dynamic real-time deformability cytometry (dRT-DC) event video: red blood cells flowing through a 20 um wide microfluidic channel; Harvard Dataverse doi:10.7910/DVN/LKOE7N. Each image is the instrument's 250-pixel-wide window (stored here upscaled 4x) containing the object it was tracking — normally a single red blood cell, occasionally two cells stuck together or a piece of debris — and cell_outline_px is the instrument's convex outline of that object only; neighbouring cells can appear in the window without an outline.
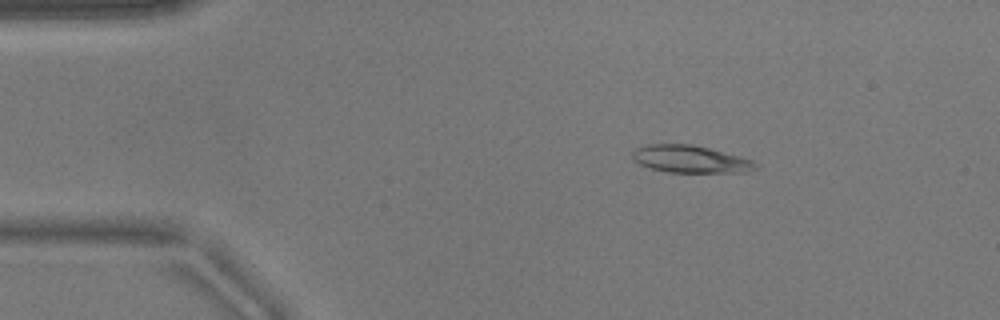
{"species": "common noctule bat (a hibernating species)", "species_latin": "Nyctalus noctula", "temperature_condition": "warm", "stored_images_in_passage": 51, "camera_frame_rate_fps": 3000, "um_per_image_px": 0.085, "animal": {"sex": "male", "body_mass_g": 17.9}, "frame": {"image": 1, "passage_image": 9, "time_ms": 2.667, "image_size_px": [1000, 320], "cell_outline_px": [[760, 168], [744, 172], [668, 172], [652, 168], [640, 164], [632, 156], [632, 152], [636, 148], [648, 144], [692, 144], [740, 156], [752, 160], [760, 164]], "centroid_in_image_um": [58.73, 13.52], "position_along_channel_um": 26.3, "area_um2": 19.54}}
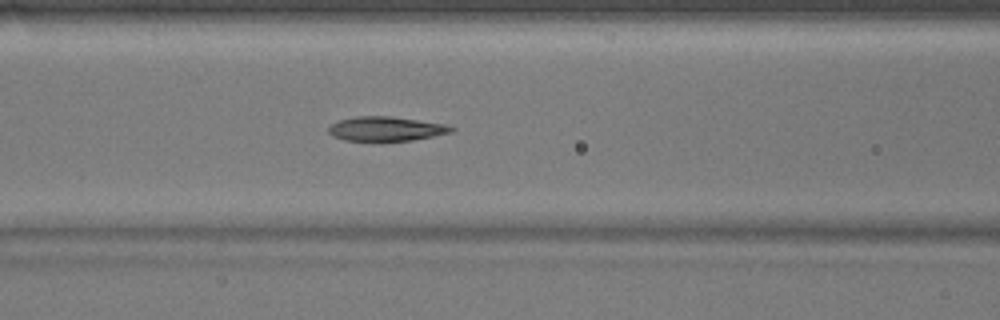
{"frame": {"image": 2, "passage_image": 22, "time_ms": 7.0, "image_size_px": [1000, 320], "cell_outline_px": [[456, 128], [452, 132], [412, 140], [344, 140], [332, 136], [328, 132], [328, 128], [332, 124], [340, 120], [356, 116], [392, 116], [448, 124]], "centroid_in_image_um": [32.84, 10.93], "position_along_channel_um": 133.8, "area_um2": 17.34}}
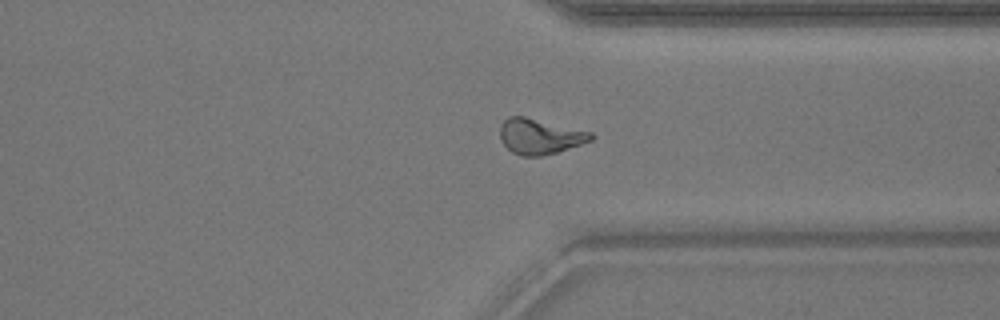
{"frame": {"image": 3, "passage_image": 40, "time_ms": 13.0, "image_size_px": [1000, 320], "cell_outline_px": [[596, 136], [592, 140], [556, 152], [540, 156], [520, 156], [512, 152], [500, 140], [500, 124], [508, 116], [524, 116], [592, 132]], "centroid_in_image_um": [45.86, 11.58], "position_along_channel_um": 365.5, "area_um2": 18.73}, "authors_computed_cell_mechanics": {"area_um2": 18.3226, "velocity_mm_per_s": 3.8728, "shape_relaxation_time_tau1_ms": 6.2974, "shape_relaxation_time_tau2_ms": 2.4009, "deformation_change_tau1": 0.2019, "deformation_change_tau2": 0.0914}}